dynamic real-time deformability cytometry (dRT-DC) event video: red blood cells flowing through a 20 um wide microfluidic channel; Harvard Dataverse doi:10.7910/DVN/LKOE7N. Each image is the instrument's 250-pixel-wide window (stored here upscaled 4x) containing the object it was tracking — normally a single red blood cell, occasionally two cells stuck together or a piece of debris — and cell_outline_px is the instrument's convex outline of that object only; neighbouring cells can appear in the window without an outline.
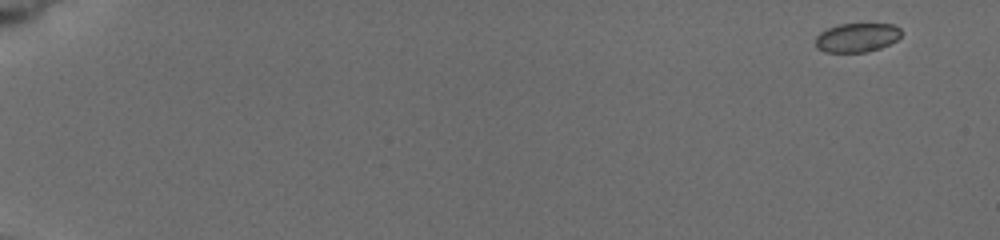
{"species": "common noctule bat (a hibernating species)", "species_latin": "Nyctalus noctula", "temperature_condition": "cold", "stored_images_in_passage": 17, "camera_frame_rate_fps": 3000, "um_per_image_px": 0.085, "animal": {"sex": "female", "body_mass_g": 19.5, "forearm_length_mm": 54.1}, "frame": {"image": 1, "passage_image": 1, "time_ms": 0.0, "image_size_px": [1000, 240], "cell_outline_px": [[900, 36], [896, 40], [880, 48], [868, 52], [824, 52], [816, 48], [816, 36], [820, 32], [828, 28], [840, 24], [892, 24], [900, 28]], "centroid_in_image_um": [72.81, 3.2], "position_along_channel_um": 12.2, "area_um2": 14.45}}
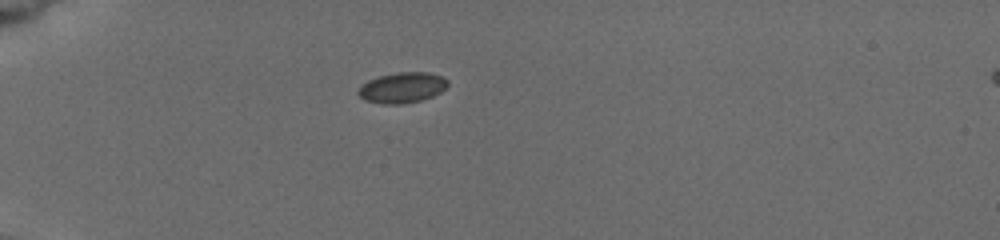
{"frame": {"image": 2, "passage_image": 10, "time_ms": 5.0, "image_size_px": [1000, 240], "cell_outline_px": [[448, 84], [440, 92], [432, 96], [420, 100], [400, 104], [384, 104], [364, 100], [356, 92], [368, 80], [380, 76], [400, 72], [428, 72], [440, 76], [448, 80]], "centroid_in_image_um": [34.18, 7.45], "position_along_channel_um": 50.8, "area_um2": 15.66}}
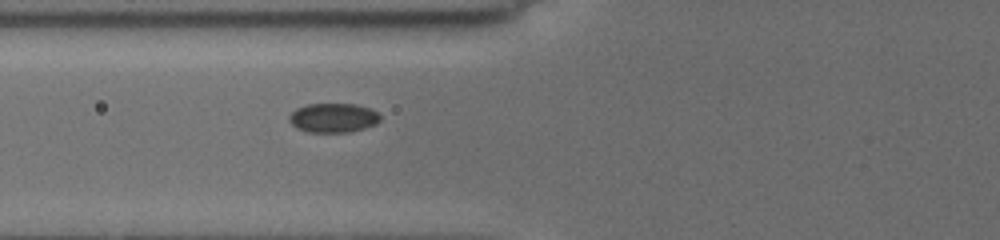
{"frame": {"image": 3, "passage_image": 17, "time_ms": 7.0, "image_size_px": [1000, 240], "cell_outline_px": [[380, 120], [376, 124], [364, 128], [348, 132], [308, 132], [296, 128], [288, 120], [288, 116], [296, 108], [308, 104], [356, 104], [368, 108], [376, 112], [380, 116]], "centroid_in_image_um": [28.29, 10.02], "position_along_channel_um": 97.5, "area_um2": 15.49}}